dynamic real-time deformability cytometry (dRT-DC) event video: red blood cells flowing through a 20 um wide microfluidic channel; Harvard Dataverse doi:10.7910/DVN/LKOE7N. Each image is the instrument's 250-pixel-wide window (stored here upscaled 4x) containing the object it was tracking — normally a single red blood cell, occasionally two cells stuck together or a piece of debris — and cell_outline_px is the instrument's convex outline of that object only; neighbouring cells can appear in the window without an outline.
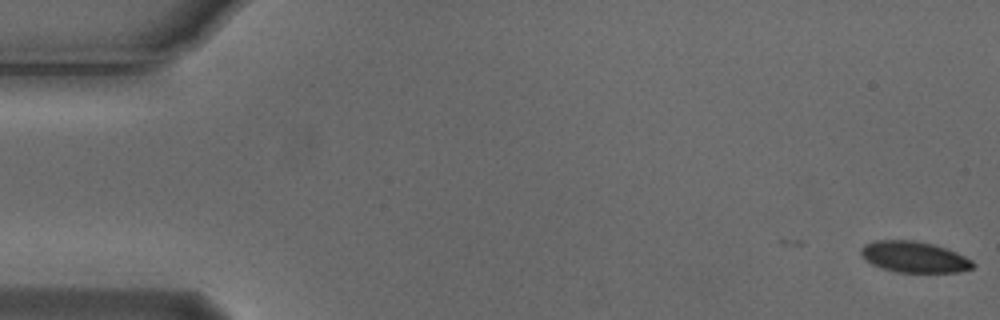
{"species": "Egyptian fruit bat (a non-hibernating species)", "species_latin": "Rousettus aegyptiacus", "temperature_condition": "cold", "stored_images_in_passage": 52, "camera_frame_rate_fps": 3000, "um_per_image_px": 0.085, "animal": {"sex": "male"}, "frame": {"image": 1, "passage_image": 1, "time_ms": 0.0, "image_size_px": [1000, 320], "cell_outline_px": [[976, 264], [972, 268], [960, 272], [896, 272], [872, 264], [864, 260], [860, 252], [860, 248], [864, 244], [876, 240], [912, 240], [932, 244], [948, 248], [972, 260]], "centroid_in_image_um": [77.7, 21.84], "position_along_channel_um": 7.3, "area_um2": 20.35}}
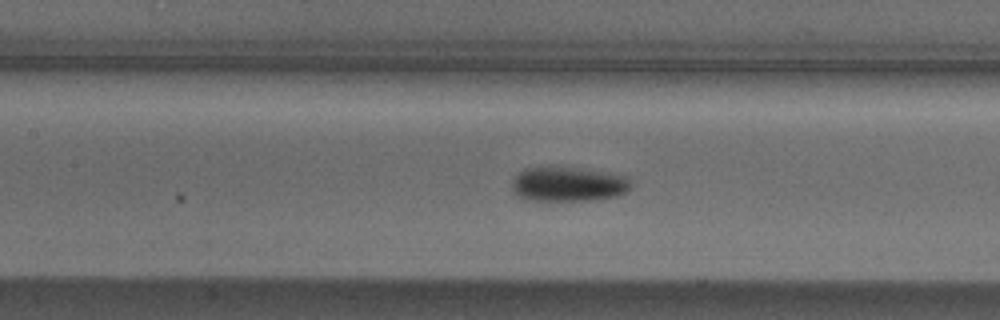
{"frame": {"image": 2, "passage_image": 25, "time_ms": 8.0, "image_size_px": [1000, 320], "cell_outline_px": [[632, 184], [624, 192], [616, 196], [592, 200], [524, 200], [516, 196], [512, 188], [512, 180], [524, 168], [572, 168], [608, 172], [628, 176]], "centroid_in_image_um": [48.29, 15.67], "position_along_channel_um": 159.1, "area_um2": 23.76}}
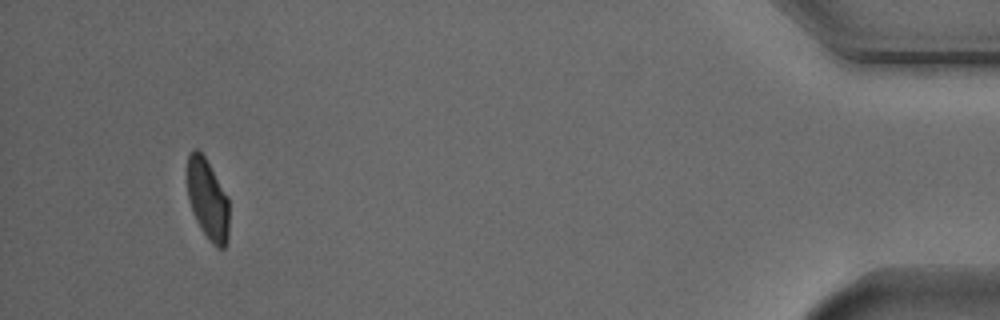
{"frame": {"image": 3, "passage_image": 52, "time_ms": 17.0, "image_size_px": [1000, 320], "cell_outline_px": [[228, 240], [224, 248], [216, 248], [208, 240], [200, 228], [192, 212], [188, 196], [188, 152], [196, 148], [204, 156], [228, 196]], "centroid_in_image_um": [17.66, 16.99], "position_along_channel_um": 417.5, "area_um2": 19.65}, "authors_computed_cell_mechanics": {"area_um2": 21.8195, "velocity_mm_per_s": 3.7198, "shape_relaxation_time_tau1_ms": 4.8817, "shape_relaxation_time_tau2_ms": 2.1457, "deformation_change_tau1": 0.1641, "deformation_change_tau2": 0.0593}}